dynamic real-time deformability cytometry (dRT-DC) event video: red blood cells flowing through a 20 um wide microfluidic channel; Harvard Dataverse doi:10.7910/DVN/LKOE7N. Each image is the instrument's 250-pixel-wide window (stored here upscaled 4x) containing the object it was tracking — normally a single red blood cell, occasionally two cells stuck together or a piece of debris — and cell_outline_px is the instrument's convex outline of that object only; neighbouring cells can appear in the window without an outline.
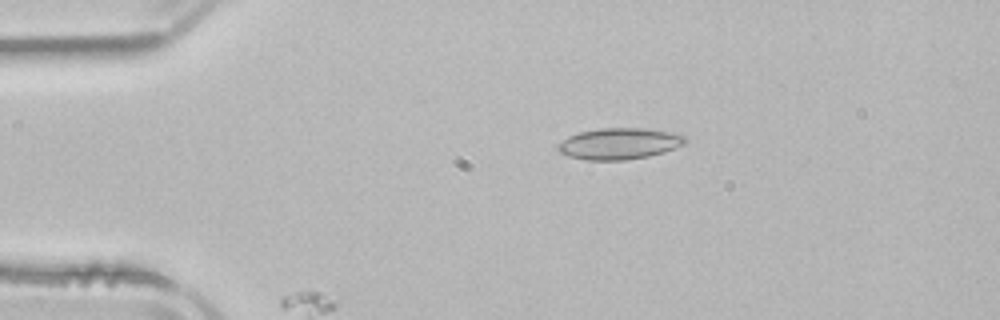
{"species": "common noctule bat (a hibernating species)", "species_latin": "Nyctalus noctula", "temperature_condition": "room temperature", "stored_images_in_passage": 2, "camera_frame_rate_fps": 3000, "um_per_image_px": 0.085, "animal": {"sex": "male", "body_mass_g": 21.5, "forearm_length_mm": 52.0}, "frame": {"image": 1, "passage_image": 1, "time_ms": 0.0, "image_size_px": [1000, 320], "cell_outline_px": [[688, 140], [684, 144], [664, 152], [648, 156], [624, 160], [588, 160], [572, 156], [560, 152], [556, 148], [556, 144], [568, 136], [580, 132], [600, 128], [644, 128], [680, 132], [688, 136]], "centroid_in_image_um": [52.71, 12.19], "position_along_channel_um": 32.3, "area_um2": 23.47}}